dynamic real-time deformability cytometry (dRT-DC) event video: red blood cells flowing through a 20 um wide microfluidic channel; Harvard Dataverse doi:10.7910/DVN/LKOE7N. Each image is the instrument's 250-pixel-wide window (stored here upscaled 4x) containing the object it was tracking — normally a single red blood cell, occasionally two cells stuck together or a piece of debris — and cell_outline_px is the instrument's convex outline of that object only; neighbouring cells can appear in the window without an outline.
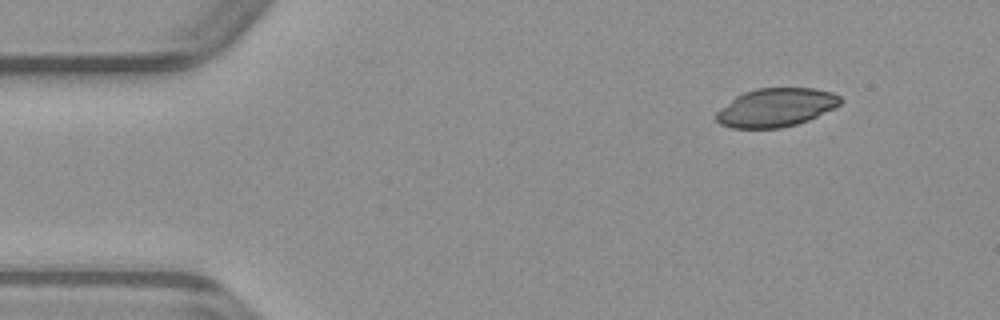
{"species": "common noctule bat (a hibernating species)", "species_latin": "Nyctalus noctula", "temperature_condition": "warm", "stored_images_in_passage": 45, "camera_frame_rate_fps": 3000, "um_per_image_px": 0.085, "animal": {"sex": "male", "body_mass_g": 23.1, "forearm_length_mm": 52.7}, "frame": {"image": 1, "passage_image": 1, "time_ms": 0.0, "image_size_px": [1000, 320], "cell_outline_px": [[844, 100], [840, 104], [808, 120], [796, 124], [780, 128], [732, 128], [720, 124], [712, 116], [720, 108], [736, 96], [744, 92], [756, 88], [812, 88], [832, 92], [840, 96]], "centroid_in_image_um": [65.92, 9.13], "position_along_channel_um": 19.1, "area_um2": 27.86}}
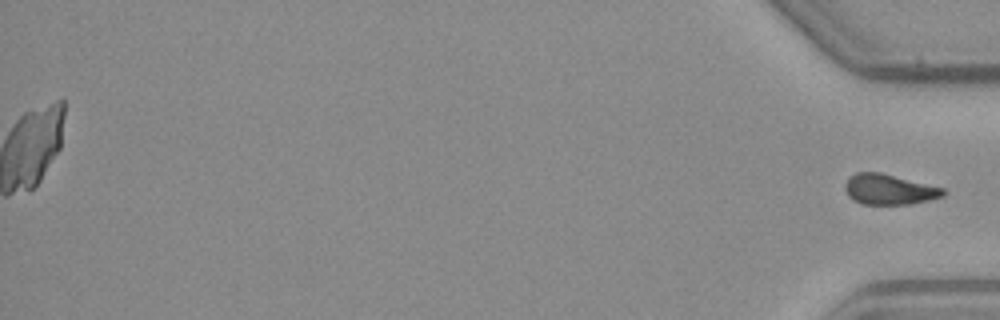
{"frame": {"image": 2, "passage_image": 45, "time_ms": 14.667, "image_size_px": [1000, 320], "cell_outline_px": [[944, 196], [928, 200], [908, 204], [864, 204], [852, 200], [848, 196], [844, 188], [844, 184], [856, 172], [880, 172], [944, 188]], "centroid_in_image_um": [75.55, 16.1], "position_along_channel_um": 359.6, "area_um2": 17.22}}